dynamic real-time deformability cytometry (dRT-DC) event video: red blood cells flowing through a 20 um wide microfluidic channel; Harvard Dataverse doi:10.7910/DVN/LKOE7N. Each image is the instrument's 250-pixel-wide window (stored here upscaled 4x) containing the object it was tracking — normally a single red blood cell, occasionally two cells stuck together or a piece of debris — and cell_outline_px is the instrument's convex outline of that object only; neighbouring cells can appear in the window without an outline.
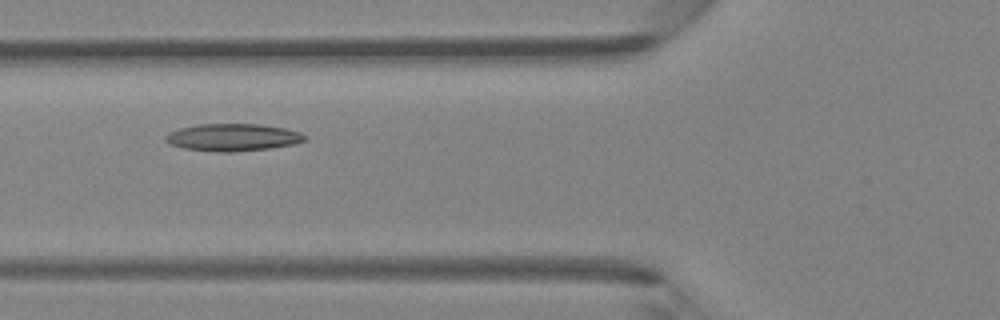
{"species": "Egyptian fruit bat (a non-hibernating species)", "species_latin": "Rousettus aegyptiacus", "temperature_condition": "room temperature", "stored_images_in_passage": 4, "camera_frame_rate_fps": 3000, "um_per_image_px": 0.085, "animal": {"sex": "female"}, "frame": {"image": 1, "passage_image": 3, "time_ms": 3.333, "image_size_px": [1000, 320], "cell_outline_px": [[308, 140], [296, 144], [268, 148], [236, 152], [216, 152], [184, 148], [168, 144], [164, 140], [164, 136], [168, 132], [180, 128], [196, 124], [260, 124], [284, 128], [300, 132], [308, 136]], "centroid_in_image_um": [19.79, 11.68], "position_along_channel_um": 106.0, "area_um2": 22.48}}
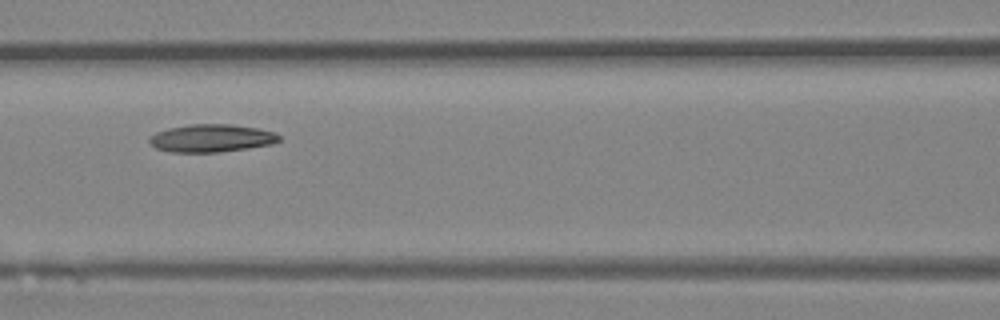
{"frame": {"image": 2, "passage_image": 4, "time_ms": 4.333, "image_size_px": [1000, 320], "cell_outline_px": [[280, 140], [272, 144], [248, 148], [216, 152], [172, 152], [156, 148], [148, 140], [148, 136], [156, 132], [168, 128], [188, 124], [232, 124], [256, 128], [276, 132], [280, 136]], "centroid_in_image_um": [17.96, 11.73], "position_along_channel_um": 148.6, "area_um2": 21.04}}